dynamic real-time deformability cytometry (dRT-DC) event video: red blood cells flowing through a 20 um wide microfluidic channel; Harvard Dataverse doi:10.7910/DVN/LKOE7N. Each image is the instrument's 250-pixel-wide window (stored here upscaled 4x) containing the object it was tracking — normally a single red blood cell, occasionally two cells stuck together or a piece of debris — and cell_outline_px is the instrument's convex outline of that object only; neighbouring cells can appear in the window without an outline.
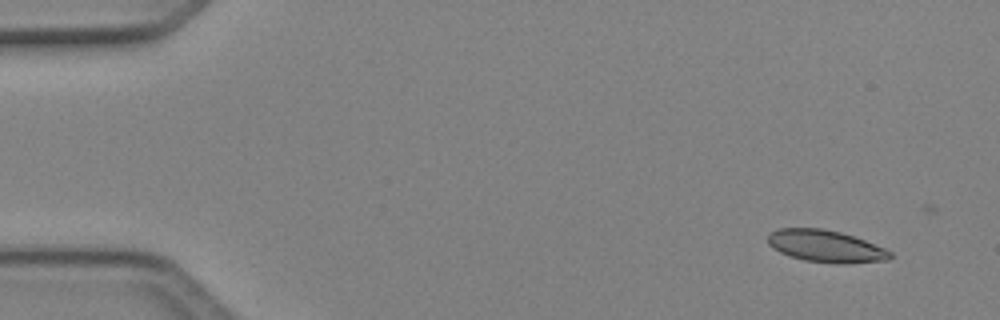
{"species": "Egyptian fruit bat (a non-hibernating species)", "species_latin": "Rousettus aegyptiacus", "temperature_condition": "cold", "stored_images_in_passage": 5, "camera_frame_rate_fps": 3000, "um_per_image_px": 0.085, "animal": {"sex": "female"}, "frame": {"image": 1, "passage_image": 2, "time_ms": 0.333, "image_size_px": [1000, 320], "cell_outline_px": [[892, 256], [888, 260], [836, 264], [804, 260], [788, 256], [772, 248], [768, 244], [768, 232], [780, 228], [824, 228], [840, 232], [864, 240], [884, 248], [892, 252]], "centroid_in_image_um": [70.14, 20.92], "position_along_channel_um": 14.9, "area_um2": 22.89}}